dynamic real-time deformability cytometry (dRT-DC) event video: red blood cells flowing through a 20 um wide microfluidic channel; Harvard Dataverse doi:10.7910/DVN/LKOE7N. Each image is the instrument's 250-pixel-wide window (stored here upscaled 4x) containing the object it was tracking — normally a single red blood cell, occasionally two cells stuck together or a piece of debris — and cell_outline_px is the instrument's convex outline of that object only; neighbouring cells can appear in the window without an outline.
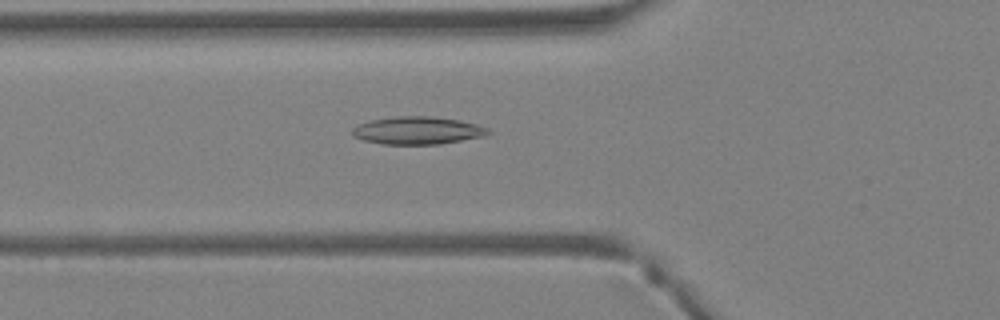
{"species": "Egyptian fruit bat (a non-hibernating species)", "species_latin": "Rousettus aegyptiacus", "temperature_condition": "warm", "stored_images_in_passage": 28, "camera_frame_rate_fps": 3000, "um_per_image_px": 0.085, "animal": {"sex": "female"}, "frame": {"image": 1, "passage_image": 3, "time_ms": 0.667, "image_size_px": [1000, 320], "cell_outline_px": [[492, 132], [488, 136], [440, 144], [384, 144], [364, 140], [352, 136], [352, 128], [356, 124], [368, 120], [400, 116], [432, 116], [460, 120], [476, 124], [488, 128]], "centroid_in_image_um": [35.51, 11.09], "position_along_channel_um": 90.3, "area_um2": 22.2}}
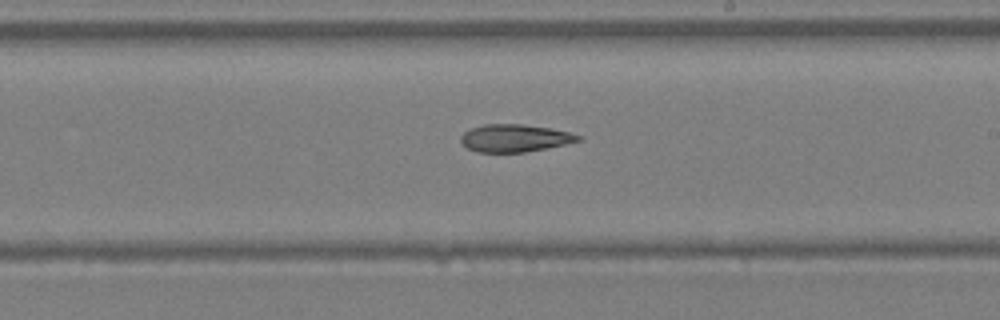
{"frame": {"image": 2, "passage_image": 12, "time_ms": 3.667, "image_size_px": [1000, 320], "cell_outline_px": [[580, 140], [564, 144], [524, 152], [480, 152], [468, 148], [460, 140], [460, 136], [464, 132], [472, 128], [484, 124], [520, 124], [548, 128], [568, 132], [580, 136]], "centroid_in_image_um": [43.7, 11.73], "position_along_channel_um": 245.3, "area_um2": 18.38}}
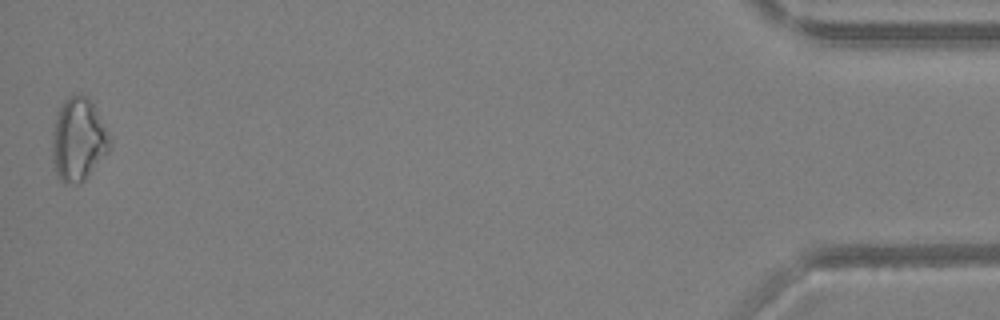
{"frame": {"image": 3, "passage_image": 28, "time_ms": 9.0, "image_size_px": [1000, 320], "cell_outline_px": [[112, 144], [108, 152], [84, 180], [80, 184], [64, 184], [56, 176], [52, 160], [52, 132], [56, 112], [64, 100], [68, 96], [80, 92], [88, 96], [112, 140]], "centroid_in_image_um": [6.63, 11.86], "position_along_channel_um": 428.6, "area_um2": 28.32}}